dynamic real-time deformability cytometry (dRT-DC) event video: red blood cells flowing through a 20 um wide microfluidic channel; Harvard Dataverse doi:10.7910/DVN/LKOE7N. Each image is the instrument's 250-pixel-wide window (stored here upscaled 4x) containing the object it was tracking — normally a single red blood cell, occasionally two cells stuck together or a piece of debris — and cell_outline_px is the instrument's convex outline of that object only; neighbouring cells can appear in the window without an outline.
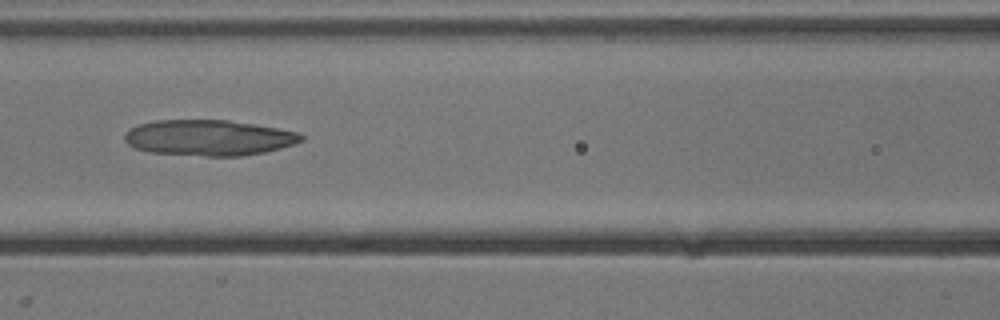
{"species": "common noctule bat (a hibernating species)", "species_latin": "Nyctalus noctula", "temperature_condition": "cold", "stored_images_in_passage": 40, "camera_frame_rate_fps": 3000, "um_per_image_px": 0.085, "animal": {"sex": "male", "body_mass_g": 13.3}, "frame": {"image": 1, "passage_image": 15, "time_ms": 4.667, "image_size_px": [1000, 320], "cell_outline_px": [[304, 140], [280, 148], [264, 152], [244, 156], [204, 156], [148, 152], [136, 148], [128, 144], [124, 140], [124, 136], [132, 128], [140, 124], [156, 120], [228, 120], [300, 132], [304, 136]], "centroid_in_image_um": [17.76, 11.71], "position_along_channel_um": 148.8, "area_um2": 36.65}}
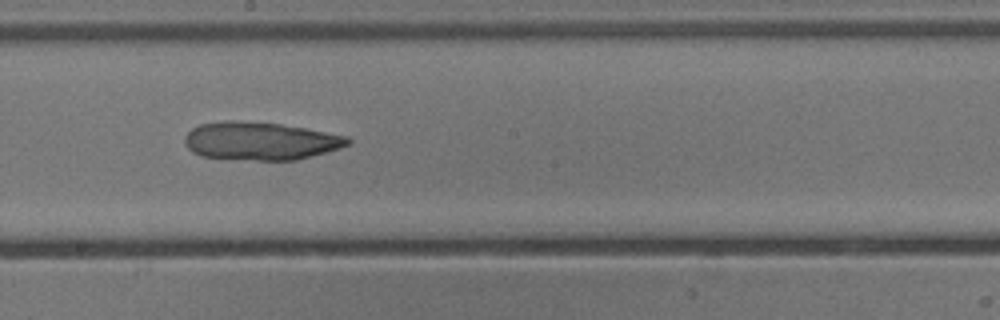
{"frame": {"image": 2, "passage_image": 21, "time_ms": 6.667, "image_size_px": [1000, 320], "cell_outline_px": [[352, 144], [340, 148], [296, 160], [256, 160], [200, 156], [192, 152], [184, 144], [184, 136], [192, 128], [200, 124], [228, 120], [232, 120], [280, 124], [304, 128], [348, 136], [352, 140]], "centroid_in_image_um": [22.13, 11.98], "position_along_channel_um": 226.1, "area_um2": 36.07}}
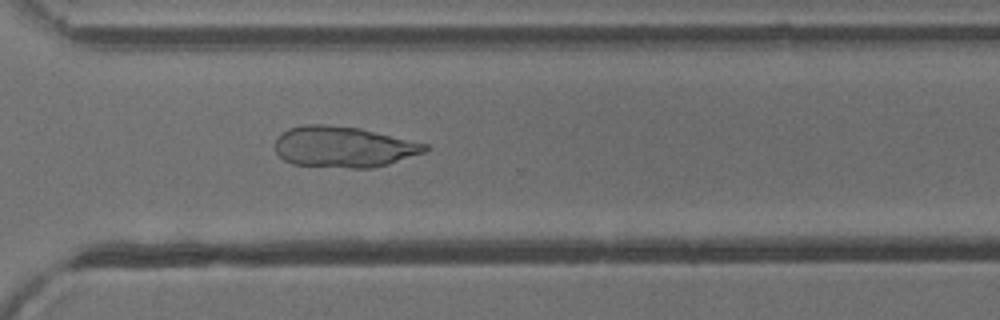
{"frame": {"image": 3, "passage_image": 30, "time_ms": 9.667, "image_size_px": [1000, 320], "cell_outline_px": [[432, 148], [424, 152], [388, 164], [372, 168], [348, 168], [292, 164], [284, 160], [276, 152], [276, 140], [288, 128], [300, 124], [324, 124], [360, 128], [428, 144]], "centroid_in_image_um": [29.21, 12.48], "position_along_channel_um": 341.4, "area_um2": 35.78}}